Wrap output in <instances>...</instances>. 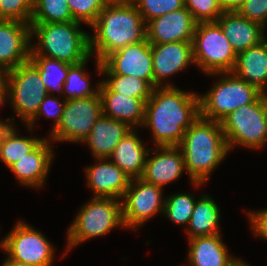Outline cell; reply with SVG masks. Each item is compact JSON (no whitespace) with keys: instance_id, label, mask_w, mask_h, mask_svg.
I'll list each match as a JSON object with an SVG mask.
<instances>
[{"instance_id":"obj_1","label":"cell","mask_w":267,"mask_h":266,"mask_svg":"<svg viewBox=\"0 0 267 266\" xmlns=\"http://www.w3.org/2000/svg\"><path fill=\"white\" fill-rule=\"evenodd\" d=\"M200 116L199 93L176 87H155L146 102L142 127L158 146H179L185 131Z\"/></svg>"},{"instance_id":"obj_2","label":"cell","mask_w":267,"mask_h":266,"mask_svg":"<svg viewBox=\"0 0 267 266\" xmlns=\"http://www.w3.org/2000/svg\"><path fill=\"white\" fill-rule=\"evenodd\" d=\"M90 54L102 62L112 52L146 39V23L131 0H111L90 26Z\"/></svg>"},{"instance_id":"obj_3","label":"cell","mask_w":267,"mask_h":266,"mask_svg":"<svg viewBox=\"0 0 267 266\" xmlns=\"http://www.w3.org/2000/svg\"><path fill=\"white\" fill-rule=\"evenodd\" d=\"M179 147L190 182L196 188L208 182L212 172L230 152L221 122L200 116L185 131Z\"/></svg>"},{"instance_id":"obj_4","label":"cell","mask_w":267,"mask_h":266,"mask_svg":"<svg viewBox=\"0 0 267 266\" xmlns=\"http://www.w3.org/2000/svg\"><path fill=\"white\" fill-rule=\"evenodd\" d=\"M30 26V56H42L77 64L91 55L89 33L82 31L80 22L30 23ZM35 38L37 43L33 42Z\"/></svg>"},{"instance_id":"obj_5","label":"cell","mask_w":267,"mask_h":266,"mask_svg":"<svg viewBox=\"0 0 267 266\" xmlns=\"http://www.w3.org/2000/svg\"><path fill=\"white\" fill-rule=\"evenodd\" d=\"M67 229L66 251L63 257L79 244L91 238L110 233L114 228H124L122 202L116 198L91 197L80 207Z\"/></svg>"},{"instance_id":"obj_6","label":"cell","mask_w":267,"mask_h":266,"mask_svg":"<svg viewBox=\"0 0 267 266\" xmlns=\"http://www.w3.org/2000/svg\"><path fill=\"white\" fill-rule=\"evenodd\" d=\"M219 78L204 95L199 94L200 117L221 122L241 106L255 102L260 90L232 72L207 74Z\"/></svg>"},{"instance_id":"obj_7","label":"cell","mask_w":267,"mask_h":266,"mask_svg":"<svg viewBox=\"0 0 267 266\" xmlns=\"http://www.w3.org/2000/svg\"><path fill=\"white\" fill-rule=\"evenodd\" d=\"M195 67L204 74L232 72L237 54L217 22H199L192 38Z\"/></svg>"},{"instance_id":"obj_8","label":"cell","mask_w":267,"mask_h":266,"mask_svg":"<svg viewBox=\"0 0 267 266\" xmlns=\"http://www.w3.org/2000/svg\"><path fill=\"white\" fill-rule=\"evenodd\" d=\"M221 125L229 151L237 146L259 150L267 145V119L259 98L231 112Z\"/></svg>"},{"instance_id":"obj_9","label":"cell","mask_w":267,"mask_h":266,"mask_svg":"<svg viewBox=\"0 0 267 266\" xmlns=\"http://www.w3.org/2000/svg\"><path fill=\"white\" fill-rule=\"evenodd\" d=\"M6 88L7 102L25 124L37 113L48 94L39 71L29 61L7 71Z\"/></svg>"},{"instance_id":"obj_10","label":"cell","mask_w":267,"mask_h":266,"mask_svg":"<svg viewBox=\"0 0 267 266\" xmlns=\"http://www.w3.org/2000/svg\"><path fill=\"white\" fill-rule=\"evenodd\" d=\"M0 249L9 258L30 266H52L56 252L48 238L24 220H18L0 240Z\"/></svg>"},{"instance_id":"obj_11","label":"cell","mask_w":267,"mask_h":266,"mask_svg":"<svg viewBox=\"0 0 267 266\" xmlns=\"http://www.w3.org/2000/svg\"><path fill=\"white\" fill-rule=\"evenodd\" d=\"M101 115L100 95L67 100L59 124L47 138L52 143H82Z\"/></svg>"},{"instance_id":"obj_12","label":"cell","mask_w":267,"mask_h":266,"mask_svg":"<svg viewBox=\"0 0 267 266\" xmlns=\"http://www.w3.org/2000/svg\"><path fill=\"white\" fill-rule=\"evenodd\" d=\"M122 202V219L126 229L138 231L155 215L164 211L163 189L142 178L131 179Z\"/></svg>"},{"instance_id":"obj_13","label":"cell","mask_w":267,"mask_h":266,"mask_svg":"<svg viewBox=\"0 0 267 266\" xmlns=\"http://www.w3.org/2000/svg\"><path fill=\"white\" fill-rule=\"evenodd\" d=\"M98 74L134 76L154 88L153 58L148 39L127 45L109 54L102 62L95 60Z\"/></svg>"},{"instance_id":"obj_14","label":"cell","mask_w":267,"mask_h":266,"mask_svg":"<svg viewBox=\"0 0 267 266\" xmlns=\"http://www.w3.org/2000/svg\"><path fill=\"white\" fill-rule=\"evenodd\" d=\"M155 87H176L167 79L195 64L192 42L151 44ZM167 78V79H166ZM163 83V84H162Z\"/></svg>"},{"instance_id":"obj_15","label":"cell","mask_w":267,"mask_h":266,"mask_svg":"<svg viewBox=\"0 0 267 266\" xmlns=\"http://www.w3.org/2000/svg\"><path fill=\"white\" fill-rule=\"evenodd\" d=\"M31 26L16 20L0 19V67L6 72L30 59Z\"/></svg>"},{"instance_id":"obj_16","label":"cell","mask_w":267,"mask_h":266,"mask_svg":"<svg viewBox=\"0 0 267 266\" xmlns=\"http://www.w3.org/2000/svg\"><path fill=\"white\" fill-rule=\"evenodd\" d=\"M151 151L156 154L150 156ZM186 172L184 156L179 146H158L150 148L141 178L147 183L164 189Z\"/></svg>"},{"instance_id":"obj_17","label":"cell","mask_w":267,"mask_h":266,"mask_svg":"<svg viewBox=\"0 0 267 266\" xmlns=\"http://www.w3.org/2000/svg\"><path fill=\"white\" fill-rule=\"evenodd\" d=\"M197 22L185 7L146 23V38L150 44L192 42Z\"/></svg>"},{"instance_id":"obj_18","label":"cell","mask_w":267,"mask_h":266,"mask_svg":"<svg viewBox=\"0 0 267 266\" xmlns=\"http://www.w3.org/2000/svg\"><path fill=\"white\" fill-rule=\"evenodd\" d=\"M88 188L92 197L121 200L128 189L131 178L109 158H95V164L85 167Z\"/></svg>"},{"instance_id":"obj_19","label":"cell","mask_w":267,"mask_h":266,"mask_svg":"<svg viewBox=\"0 0 267 266\" xmlns=\"http://www.w3.org/2000/svg\"><path fill=\"white\" fill-rule=\"evenodd\" d=\"M51 144L45 137L33 151L9 168L20 185L34 189L44 188L55 157Z\"/></svg>"},{"instance_id":"obj_20","label":"cell","mask_w":267,"mask_h":266,"mask_svg":"<svg viewBox=\"0 0 267 266\" xmlns=\"http://www.w3.org/2000/svg\"><path fill=\"white\" fill-rule=\"evenodd\" d=\"M99 95L102 100V115L127 123L131 128H142L146 102L113 92L103 81Z\"/></svg>"},{"instance_id":"obj_21","label":"cell","mask_w":267,"mask_h":266,"mask_svg":"<svg viewBox=\"0 0 267 266\" xmlns=\"http://www.w3.org/2000/svg\"><path fill=\"white\" fill-rule=\"evenodd\" d=\"M228 38L233 50L240 52L259 44L267 36L266 28L261 24L250 21L237 12H223L216 20Z\"/></svg>"},{"instance_id":"obj_22","label":"cell","mask_w":267,"mask_h":266,"mask_svg":"<svg viewBox=\"0 0 267 266\" xmlns=\"http://www.w3.org/2000/svg\"><path fill=\"white\" fill-rule=\"evenodd\" d=\"M187 240L189 266H232L239 259L230 255L221 233Z\"/></svg>"},{"instance_id":"obj_23","label":"cell","mask_w":267,"mask_h":266,"mask_svg":"<svg viewBox=\"0 0 267 266\" xmlns=\"http://www.w3.org/2000/svg\"><path fill=\"white\" fill-rule=\"evenodd\" d=\"M132 129L125 122L101 115L82 143L89 147L94 159L109 158L115 146Z\"/></svg>"},{"instance_id":"obj_24","label":"cell","mask_w":267,"mask_h":266,"mask_svg":"<svg viewBox=\"0 0 267 266\" xmlns=\"http://www.w3.org/2000/svg\"><path fill=\"white\" fill-rule=\"evenodd\" d=\"M137 129L128 132L115 146L109 159L123 170L131 179L141 178L147 154L150 148H145L138 136Z\"/></svg>"},{"instance_id":"obj_25","label":"cell","mask_w":267,"mask_h":266,"mask_svg":"<svg viewBox=\"0 0 267 266\" xmlns=\"http://www.w3.org/2000/svg\"><path fill=\"white\" fill-rule=\"evenodd\" d=\"M232 73L260 91L267 89V37L237 55Z\"/></svg>"},{"instance_id":"obj_26","label":"cell","mask_w":267,"mask_h":266,"mask_svg":"<svg viewBox=\"0 0 267 266\" xmlns=\"http://www.w3.org/2000/svg\"><path fill=\"white\" fill-rule=\"evenodd\" d=\"M220 208L208 194L197 197L193 213L186 228L187 239L220 233Z\"/></svg>"},{"instance_id":"obj_27","label":"cell","mask_w":267,"mask_h":266,"mask_svg":"<svg viewBox=\"0 0 267 266\" xmlns=\"http://www.w3.org/2000/svg\"><path fill=\"white\" fill-rule=\"evenodd\" d=\"M15 126L16 123L7 126L0 135V160L8 169L45 139L37 136H20Z\"/></svg>"},{"instance_id":"obj_28","label":"cell","mask_w":267,"mask_h":266,"mask_svg":"<svg viewBox=\"0 0 267 266\" xmlns=\"http://www.w3.org/2000/svg\"><path fill=\"white\" fill-rule=\"evenodd\" d=\"M91 57L92 55L80 63L71 64L69 66L66 80L63 84V93L61 95L65 98V101L99 95V89L102 81L99 80L96 84L97 86H94L93 88V86H91L92 83H90V75L84 72L85 69H87L85 66L88 61H90L89 59Z\"/></svg>"},{"instance_id":"obj_29","label":"cell","mask_w":267,"mask_h":266,"mask_svg":"<svg viewBox=\"0 0 267 266\" xmlns=\"http://www.w3.org/2000/svg\"><path fill=\"white\" fill-rule=\"evenodd\" d=\"M29 62L39 71L48 94L63 93V84L71 64L42 56H30Z\"/></svg>"},{"instance_id":"obj_30","label":"cell","mask_w":267,"mask_h":266,"mask_svg":"<svg viewBox=\"0 0 267 266\" xmlns=\"http://www.w3.org/2000/svg\"><path fill=\"white\" fill-rule=\"evenodd\" d=\"M67 0H33V12L30 23L72 22Z\"/></svg>"},{"instance_id":"obj_31","label":"cell","mask_w":267,"mask_h":266,"mask_svg":"<svg viewBox=\"0 0 267 266\" xmlns=\"http://www.w3.org/2000/svg\"><path fill=\"white\" fill-rule=\"evenodd\" d=\"M107 76L101 79L113 92L129 97L139 98L147 102L150 98L153 87L145 80L134 76L118 74H102Z\"/></svg>"},{"instance_id":"obj_32","label":"cell","mask_w":267,"mask_h":266,"mask_svg":"<svg viewBox=\"0 0 267 266\" xmlns=\"http://www.w3.org/2000/svg\"><path fill=\"white\" fill-rule=\"evenodd\" d=\"M196 200L190 192L172 193L165 198L163 216L177 225L188 226Z\"/></svg>"},{"instance_id":"obj_33","label":"cell","mask_w":267,"mask_h":266,"mask_svg":"<svg viewBox=\"0 0 267 266\" xmlns=\"http://www.w3.org/2000/svg\"><path fill=\"white\" fill-rule=\"evenodd\" d=\"M63 99L64 98L61 95L57 96H54V94L46 95V97L41 102V105L39 106L37 113L25 124V126L28 128V131L31 132V135H33L32 132L34 131L32 130H34L35 124H37L36 121L40 119L41 116L45 117L46 119L47 118L54 119V123L52 126L53 128L50 130V132L57 127L66 104V101Z\"/></svg>"},{"instance_id":"obj_34","label":"cell","mask_w":267,"mask_h":266,"mask_svg":"<svg viewBox=\"0 0 267 266\" xmlns=\"http://www.w3.org/2000/svg\"><path fill=\"white\" fill-rule=\"evenodd\" d=\"M145 23L185 7V0H131Z\"/></svg>"},{"instance_id":"obj_35","label":"cell","mask_w":267,"mask_h":266,"mask_svg":"<svg viewBox=\"0 0 267 266\" xmlns=\"http://www.w3.org/2000/svg\"><path fill=\"white\" fill-rule=\"evenodd\" d=\"M111 0H67L74 21L91 26Z\"/></svg>"},{"instance_id":"obj_36","label":"cell","mask_w":267,"mask_h":266,"mask_svg":"<svg viewBox=\"0 0 267 266\" xmlns=\"http://www.w3.org/2000/svg\"><path fill=\"white\" fill-rule=\"evenodd\" d=\"M185 8L197 23L216 22L223 13L219 0H185Z\"/></svg>"},{"instance_id":"obj_37","label":"cell","mask_w":267,"mask_h":266,"mask_svg":"<svg viewBox=\"0 0 267 266\" xmlns=\"http://www.w3.org/2000/svg\"><path fill=\"white\" fill-rule=\"evenodd\" d=\"M33 0H0V19L30 24Z\"/></svg>"},{"instance_id":"obj_38","label":"cell","mask_w":267,"mask_h":266,"mask_svg":"<svg viewBox=\"0 0 267 266\" xmlns=\"http://www.w3.org/2000/svg\"><path fill=\"white\" fill-rule=\"evenodd\" d=\"M237 13L267 29V0H246Z\"/></svg>"},{"instance_id":"obj_39","label":"cell","mask_w":267,"mask_h":266,"mask_svg":"<svg viewBox=\"0 0 267 266\" xmlns=\"http://www.w3.org/2000/svg\"><path fill=\"white\" fill-rule=\"evenodd\" d=\"M246 211L253 234L267 241V208Z\"/></svg>"},{"instance_id":"obj_40","label":"cell","mask_w":267,"mask_h":266,"mask_svg":"<svg viewBox=\"0 0 267 266\" xmlns=\"http://www.w3.org/2000/svg\"><path fill=\"white\" fill-rule=\"evenodd\" d=\"M246 0H219L223 12H237Z\"/></svg>"},{"instance_id":"obj_41","label":"cell","mask_w":267,"mask_h":266,"mask_svg":"<svg viewBox=\"0 0 267 266\" xmlns=\"http://www.w3.org/2000/svg\"><path fill=\"white\" fill-rule=\"evenodd\" d=\"M0 266H30V265H27L25 263H21V262H18V261H15L11 258H9L7 255L2 263V265Z\"/></svg>"},{"instance_id":"obj_42","label":"cell","mask_w":267,"mask_h":266,"mask_svg":"<svg viewBox=\"0 0 267 266\" xmlns=\"http://www.w3.org/2000/svg\"><path fill=\"white\" fill-rule=\"evenodd\" d=\"M259 99H260L261 104L263 106V109H264V112H265V117L267 119V89H264V90L260 91Z\"/></svg>"},{"instance_id":"obj_43","label":"cell","mask_w":267,"mask_h":266,"mask_svg":"<svg viewBox=\"0 0 267 266\" xmlns=\"http://www.w3.org/2000/svg\"><path fill=\"white\" fill-rule=\"evenodd\" d=\"M6 103H8L7 102V88L6 87H0V106L2 107ZM0 121H2V120L0 119Z\"/></svg>"},{"instance_id":"obj_44","label":"cell","mask_w":267,"mask_h":266,"mask_svg":"<svg viewBox=\"0 0 267 266\" xmlns=\"http://www.w3.org/2000/svg\"><path fill=\"white\" fill-rule=\"evenodd\" d=\"M15 119L14 118H6L5 121H0V135L2 133V131L7 127L10 126L12 124H14Z\"/></svg>"},{"instance_id":"obj_45","label":"cell","mask_w":267,"mask_h":266,"mask_svg":"<svg viewBox=\"0 0 267 266\" xmlns=\"http://www.w3.org/2000/svg\"><path fill=\"white\" fill-rule=\"evenodd\" d=\"M6 74L7 72L0 67V87H6Z\"/></svg>"},{"instance_id":"obj_46","label":"cell","mask_w":267,"mask_h":266,"mask_svg":"<svg viewBox=\"0 0 267 266\" xmlns=\"http://www.w3.org/2000/svg\"><path fill=\"white\" fill-rule=\"evenodd\" d=\"M232 266H251L250 263L246 262L243 259H238Z\"/></svg>"}]
</instances>
